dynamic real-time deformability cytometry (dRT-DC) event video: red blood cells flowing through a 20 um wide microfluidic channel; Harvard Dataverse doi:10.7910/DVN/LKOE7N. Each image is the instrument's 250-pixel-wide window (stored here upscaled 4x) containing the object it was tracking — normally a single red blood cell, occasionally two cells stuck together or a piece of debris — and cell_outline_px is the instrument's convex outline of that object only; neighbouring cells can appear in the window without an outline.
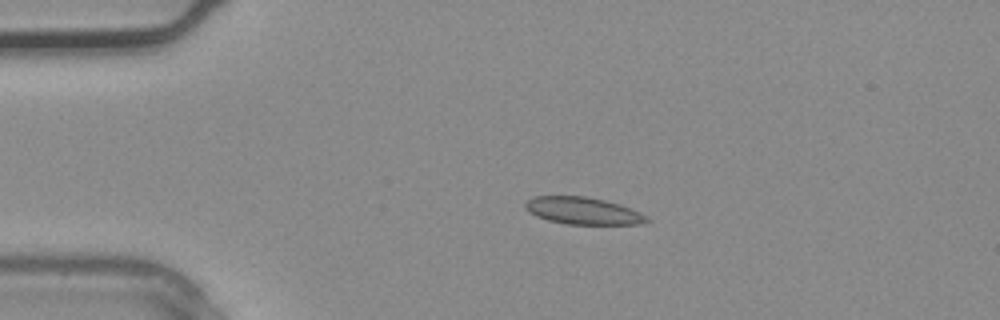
{"species": "common noctule bat (a hibernating species)", "species_latin": "Nyctalus noctula", "temperature_condition": "warm", "stored_images_in_passage": 3, "camera_frame_rate_fps": 3000, "um_per_image_px": 0.085, "animal": {"sex": "male", "body_mass_g": 20.4}, "frame": {"image": 1, "passage_image": 2, "time_ms": 0.333, "image_size_px": [1000, 320], "cell_outline_px": [[652, 220], [644, 224], [564, 224], [548, 220], [536, 216], [528, 212], [524, 208], [524, 204], [528, 200], [536, 196], [584, 196], [604, 200], [620, 204], [640, 212], [648, 216]], "centroid_in_image_um": [49.57, 17.92], "position_along_channel_um": 35.4, "area_um2": 19.36}}
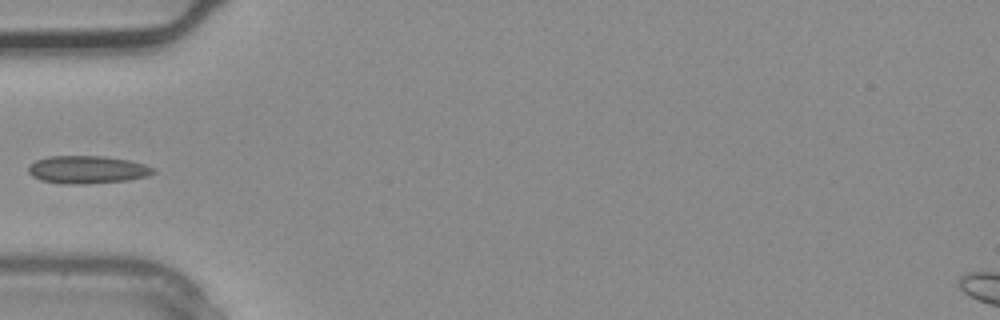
{"frame": {"image": 2, "passage_image": 3, "time_ms": 0.667, "image_size_px": [1000, 320], "cell_outline_px": [[156, 172], [148, 176], [128, 180], [88, 184], [64, 184], [40, 180], [32, 176], [28, 172], [28, 164], [36, 160], [48, 156], [104, 156], [128, 160], [144, 164], [152, 168]], "centroid_in_image_um": [7.38, 14.42], "position_along_channel_um": 77.6, "area_um2": 20.35}}